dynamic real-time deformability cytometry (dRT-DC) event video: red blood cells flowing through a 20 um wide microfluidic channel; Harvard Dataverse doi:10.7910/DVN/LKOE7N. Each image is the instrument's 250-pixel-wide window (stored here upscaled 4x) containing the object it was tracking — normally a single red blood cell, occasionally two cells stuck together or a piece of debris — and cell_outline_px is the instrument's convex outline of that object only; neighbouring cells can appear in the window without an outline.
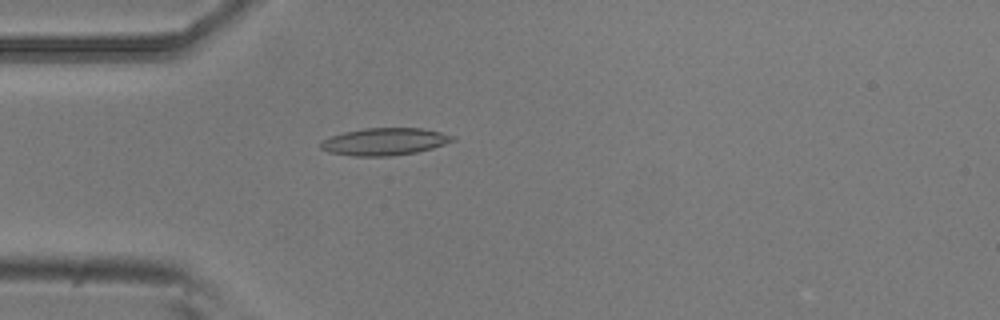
{"species": "common noctule bat (a hibernating species)", "species_latin": "Nyctalus noctula", "temperature_condition": "room temperature", "stored_images_in_passage": 45, "camera_frame_rate_fps": 3000, "um_per_image_px": 0.085, "animal": {"sex": "male", "body_mass_g": 20.5, "forearm_length_mm": 52.5}, "frame": {"image": 1, "passage_image": 6, "time_ms": 1.667, "image_size_px": [1000, 320], "cell_outline_px": [[456, 140], [432, 148], [416, 152], [392, 156], [352, 156], [328, 152], [320, 148], [320, 144], [324, 140], [332, 136], [344, 132], [364, 128], [420, 128], [440, 132], [456, 136]], "centroid_in_image_um": [32.7, 12.04], "position_along_channel_um": 52.3, "area_um2": 20.92}}
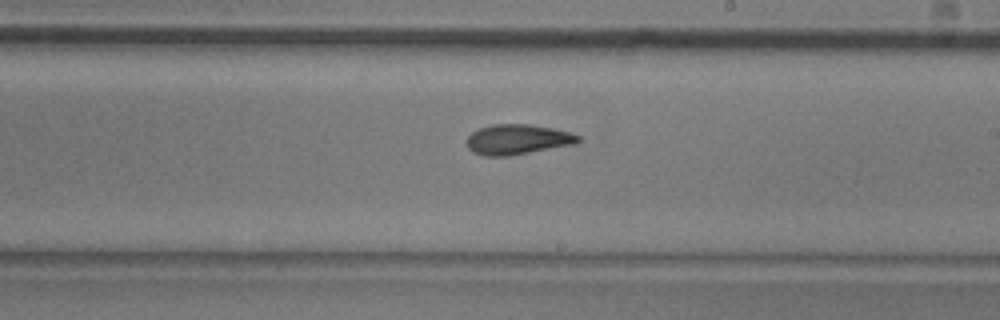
{"frame": {"image": 2, "passage_image": 22, "time_ms": 7.0, "image_size_px": [1000, 320], "cell_outline_px": [[580, 140], [576, 144], [508, 156], [484, 156], [472, 152], [468, 148], [468, 136], [472, 132], [480, 128], [492, 124], [532, 124], [552, 128], [568, 132], [580, 136]], "centroid_in_image_um": [43.99, 11.85], "position_along_channel_um": 245.0, "area_um2": 19.54}}
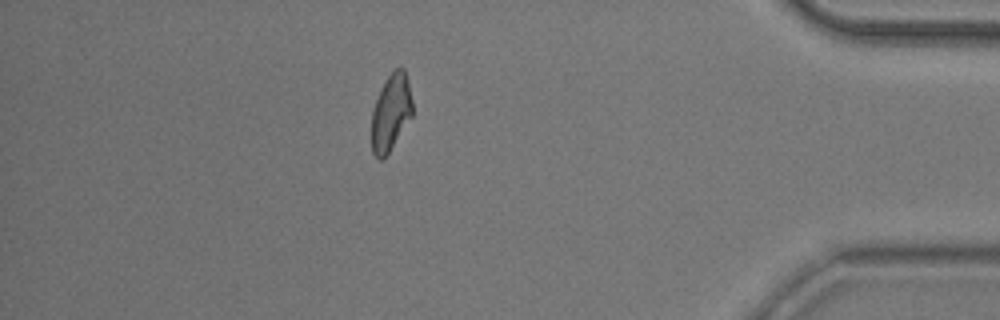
{"frame": {"image": 3, "passage_image": 38, "time_ms": 12.333, "image_size_px": [1000, 320], "cell_outline_px": [[412, 116], [384, 160], [380, 160], [372, 152], [372, 112], [380, 88], [388, 76], [400, 64], [404, 68], [408, 80], [412, 100]], "centroid_in_image_um": [33.23, 9.55], "position_along_channel_um": 402.0, "area_um2": 18.32}, "authors_computed_cell_mechanics": {"area_um2": 19.1318, "velocity_mm_per_s": 3.7343, "shape_relaxation_time_tau1_ms": 5.5633, "shape_relaxation_time_tau2_ms": 2.8144, "deformation_change_tau1": 0.165, "deformation_change_tau2": 0.1012}}